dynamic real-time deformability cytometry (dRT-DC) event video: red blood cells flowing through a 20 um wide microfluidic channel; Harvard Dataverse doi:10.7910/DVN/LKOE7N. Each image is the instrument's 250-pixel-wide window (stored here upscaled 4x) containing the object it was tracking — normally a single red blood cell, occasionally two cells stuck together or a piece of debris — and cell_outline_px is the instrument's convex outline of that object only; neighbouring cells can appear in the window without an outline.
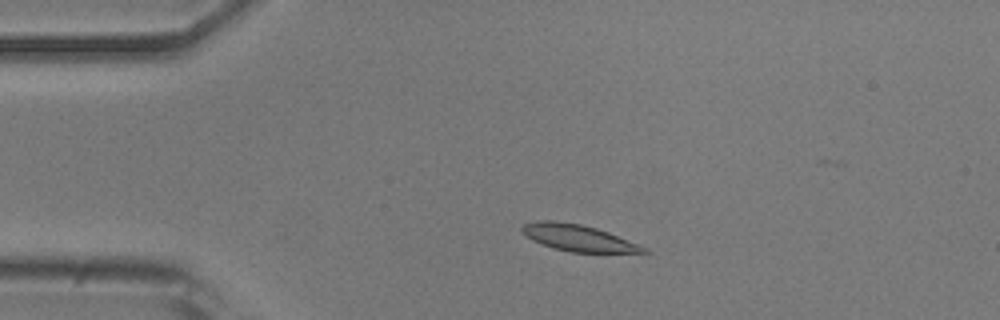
{"species": "common noctule bat (a hibernating species)", "species_latin": "Nyctalus noctula", "temperature_condition": "room temperature", "stored_images_in_passage": 50, "camera_frame_rate_fps": 3000, "um_per_image_px": 0.085, "animal": {"sex": "male", "body_mass_g": 20.5, "forearm_length_mm": 52.5}, "frame": {"image": 1, "passage_image": 8, "time_ms": 2.333, "image_size_px": [1000, 320], "cell_outline_px": [[652, 252], [572, 252], [552, 248], [532, 240], [520, 228], [524, 224], [536, 220], [552, 220], [580, 224], [596, 228], [608, 232], [640, 244], [648, 248]], "centroid_in_image_um": [49.16, 20.22], "position_along_channel_um": 35.8, "area_um2": 18.67}}
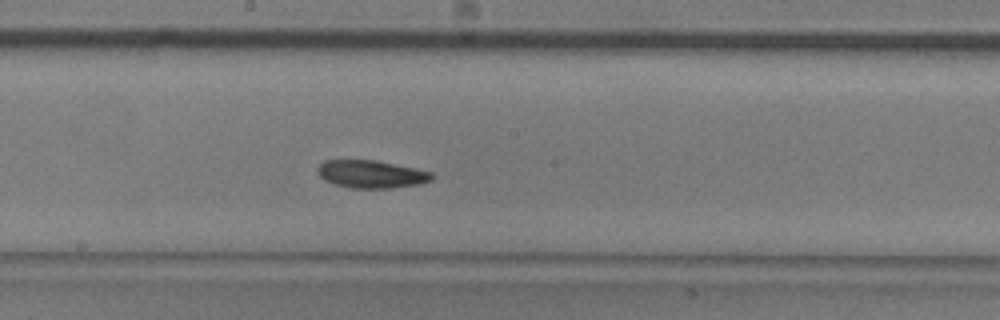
{"frame": {"image": 2, "passage_image": 25, "time_ms": 8.0, "image_size_px": [1000, 320], "cell_outline_px": [[432, 180], [420, 184], [392, 188], [352, 188], [336, 184], [324, 180], [316, 172], [316, 168], [324, 160], [376, 160], [416, 168], [432, 172]], "centroid_in_image_um": [31.55, 14.8], "position_along_channel_um": 216.7, "area_um2": 18.55}}
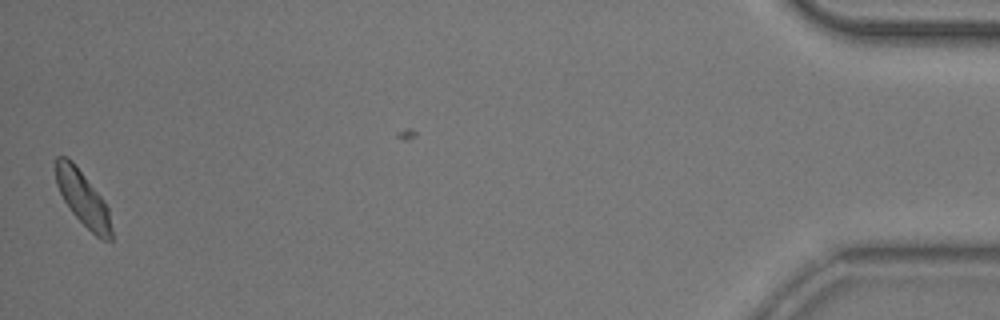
{"frame": {"image": 3, "passage_image": 49, "time_ms": 16.0, "image_size_px": [1000, 320], "cell_outline_px": [[112, 240], [100, 240], [72, 212], [64, 200], [56, 184], [56, 156], [68, 156], [72, 160], [100, 196], [108, 208], [112, 228]], "centroid_in_image_um": [7.05, 16.87], "position_along_channel_um": 428.2, "area_um2": 17.46}, "authors_computed_cell_mechanics": {"area_um2": 18.6116, "velocity_mm_per_s": 3.8253, "shape_relaxation_time_tau1_ms": 2.7139, "shape_relaxation_time_tau2_ms": null, "deformation_change_tau1": 0.1044, "deformation_change_tau2": null}}